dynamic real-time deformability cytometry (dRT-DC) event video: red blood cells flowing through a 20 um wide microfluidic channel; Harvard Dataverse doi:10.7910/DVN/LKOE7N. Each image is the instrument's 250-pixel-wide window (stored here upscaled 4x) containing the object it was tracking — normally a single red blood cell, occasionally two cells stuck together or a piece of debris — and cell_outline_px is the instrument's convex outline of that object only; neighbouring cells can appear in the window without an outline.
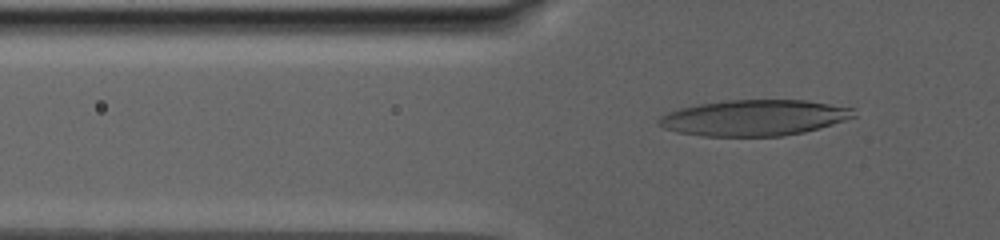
{"species": "human", "species_latin": "Homo sapiens", "temperature_condition": "warm", "stored_images_in_passage": 80, "camera_frame_rate_fps": 3000, "um_per_image_px": 0.085, "donor": {"sex": "male"}, "frame": {"image": 1, "passage_image": 17, "time_ms": 4.333, "image_size_px": [1000, 240], "cell_outline_px": [[856, 116], [820, 128], [804, 132], [780, 136], [700, 136], [676, 132], [664, 128], [656, 124], [656, 120], [660, 116], [668, 112], [680, 108], [700, 104], [724, 100], [804, 100], [856, 108]], "centroid_in_image_um": [64.08, 10.01], "position_along_channel_um": 61.7, "area_um2": 40.98}}
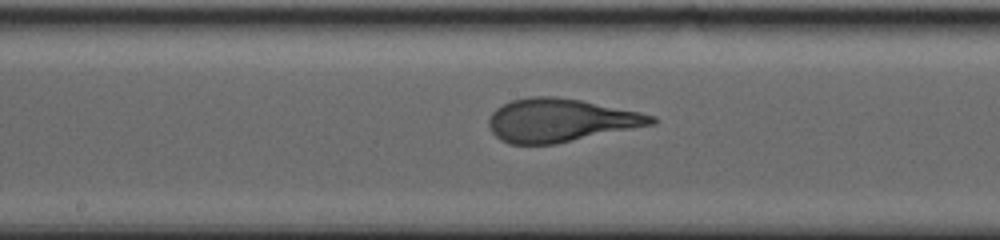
{"frame": {"image": 2, "passage_image": 46, "time_ms": 10.667, "image_size_px": [1000, 240], "cell_outline_px": [[656, 124], [556, 144], [508, 144], [500, 140], [492, 132], [488, 124], [488, 120], [492, 112], [496, 108], [512, 100], [528, 96], [556, 96], [580, 100], [640, 112], [656, 116]], "centroid_in_image_um": [47.63, 10.23], "position_along_channel_um": 200.6, "area_um2": 41.1}}
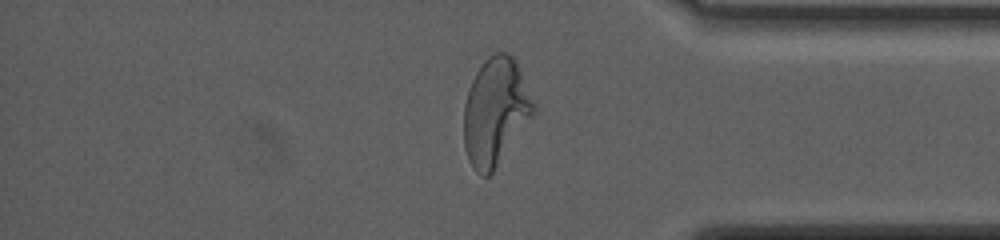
{"frame": {"image": 3, "passage_image": 66, "time_ms": 19.0, "image_size_px": [1000, 240], "cell_outline_px": [[536, 112], [492, 172], [488, 176], [480, 176], [476, 172], [468, 160], [464, 148], [464, 104], [472, 80], [476, 72], [484, 60], [488, 56], [496, 52], [508, 52], [516, 60], [536, 104]], "centroid_in_image_um": [42.12, 9.47], "position_along_channel_um": 393.1, "area_um2": 43.7}, "authors_computed_cell_mechanics": {"area_um2": 41.3848, "velocity_mm_per_s": 2.429, "shape_relaxation_time_tau1_ms": 6.5965, "shape_relaxation_time_tau2_ms": null, "deformation_change_tau1": 0.2857, "deformation_change_tau2": null}}